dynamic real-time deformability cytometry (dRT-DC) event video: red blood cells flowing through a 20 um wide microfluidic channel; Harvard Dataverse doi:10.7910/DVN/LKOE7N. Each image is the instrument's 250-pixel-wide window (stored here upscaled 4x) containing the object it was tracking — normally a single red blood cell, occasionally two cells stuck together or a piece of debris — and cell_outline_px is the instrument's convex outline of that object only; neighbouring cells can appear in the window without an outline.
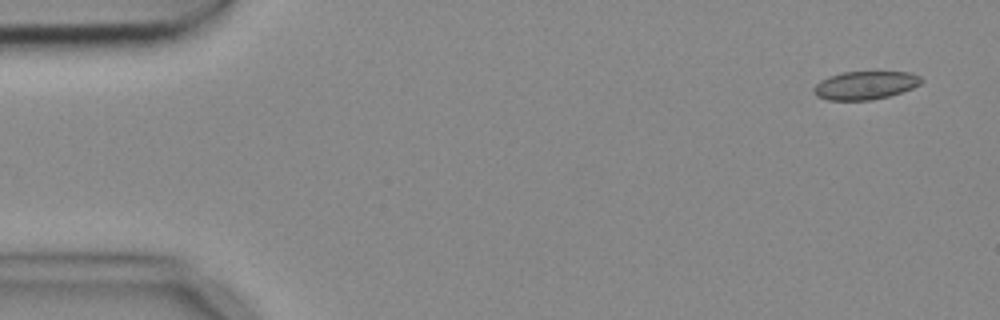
{"species": "common noctule bat (a hibernating species)", "species_latin": "Nyctalus noctula", "temperature_condition": "cold", "stored_images_in_passage": 4, "segment_of_instrument_passage": [1, 2], "camera_frame_rate_fps": 3000, "um_per_image_px": 0.085, "animal": {"sex": "female", "body_mass_g": 18.4}, "frame": {"image": 1, "passage_image": 1, "time_ms": 0.0, "image_size_px": [1000, 320], "cell_outline_px": [[924, 80], [920, 84], [912, 88], [888, 96], [872, 100], [828, 100], [816, 96], [812, 92], [812, 88], [820, 80], [828, 76], [844, 72], [908, 72], [920, 76]], "centroid_in_image_um": [73.5, 7.25], "position_along_channel_um": 11.5, "area_um2": 17.74}}